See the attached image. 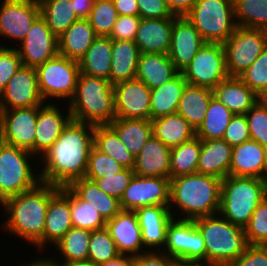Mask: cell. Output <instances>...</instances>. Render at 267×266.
I'll use <instances>...</instances> for the list:
<instances>
[{
  "instance_id": "18",
  "label": "cell",
  "mask_w": 267,
  "mask_h": 266,
  "mask_svg": "<svg viewBox=\"0 0 267 266\" xmlns=\"http://www.w3.org/2000/svg\"><path fill=\"white\" fill-rule=\"evenodd\" d=\"M20 43L21 46L15 49L24 66L36 68L59 54L58 37L51 32L41 16L32 24Z\"/></svg>"
},
{
  "instance_id": "5",
  "label": "cell",
  "mask_w": 267,
  "mask_h": 266,
  "mask_svg": "<svg viewBox=\"0 0 267 266\" xmlns=\"http://www.w3.org/2000/svg\"><path fill=\"white\" fill-rule=\"evenodd\" d=\"M194 222L204 239L208 262L228 266L248 246L244 228L232 224L219 213L196 218Z\"/></svg>"
},
{
  "instance_id": "1",
  "label": "cell",
  "mask_w": 267,
  "mask_h": 266,
  "mask_svg": "<svg viewBox=\"0 0 267 266\" xmlns=\"http://www.w3.org/2000/svg\"><path fill=\"white\" fill-rule=\"evenodd\" d=\"M94 127L73 119L69 121L58 139L40 156L44 163L39 172L41 182L61 188L85 177L94 146Z\"/></svg>"
},
{
  "instance_id": "22",
  "label": "cell",
  "mask_w": 267,
  "mask_h": 266,
  "mask_svg": "<svg viewBox=\"0 0 267 266\" xmlns=\"http://www.w3.org/2000/svg\"><path fill=\"white\" fill-rule=\"evenodd\" d=\"M230 175L267 180V148L251 139L233 147Z\"/></svg>"
},
{
  "instance_id": "58",
  "label": "cell",
  "mask_w": 267,
  "mask_h": 266,
  "mask_svg": "<svg viewBox=\"0 0 267 266\" xmlns=\"http://www.w3.org/2000/svg\"><path fill=\"white\" fill-rule=\"evenodd\" d=\"M174 16H186L197 0H164Z\"/></svg>"
},
{
  "instance_id": "21",
  "label": "cell",
  "mask_w": 267,
  "mask_h": 266,
  "mask_svg": "<svg viewBox=\"0 0 267 266\" xmlns=\"http://www.w3.org/2000/svg\"><path fill=\"white\" fill-rule=\"evenodd\" d=\"M135 212L141 228L143 246L147 247L146 250L152 251L153 248H156L153 249L155 251L158 248L159 251L160 248H164L169 222L177 215L170 211L169 206L156 205L143 206Z\"/></svg>"
},
{
  "instance_id": "46",
  "label": "cell",
  "mask_w": 267,
  "mask_h": 266,
  "mask_svg": "<svg viewBox=\"0 0 267 266\" xmlns=\"http://www.w3.org/2000/svg\"><path fill=\"white\" fill-rule=\"evenodd\" d=\"M117 18L112 0H95L88 20L97 36L109 37Z\"/></svg>"
},
{
  "instance_id": "20",
  "label": "cell",
  "mask_w": 267,
  "mask_h": 266,
  "mask_svg": "<svg viewBox=\"0 0 267 266\" xmlns=\"http://www.w3.org/2000/svg\"><path fill=\"white\" fill-rule=\"evenodd\" d=\"M106 228L119 254L135 257L147 252L143 246L141 228L135 211L121 210L112 219L107 220Z\"/></svg>"
},
{
  "instance_id": "33",
  "label": "cell",
  "mask_w": 267,
  "mask_h": 266,
  "mask_svg": "<svg viewBox=\"0 0 267 266\" xmlns=\"http://www.w3.org/2000/svg\"><path fill=\"white\" fill-rule=\"evenodd\" d=\"M109 125L134 157L140 153L146 142L153 136L151 120L115 118Z\"/></svg>"
},
{
  "instance_id": "57",
  "label": "cell",
  "mask_w": 267,
  "mask_h": 266,
  "mask_svg": "<svg viewBox=\"0 0 267 266\" xmlns=\"http://www.w3.org/2000/svg\"><path fill=\"white\" fill-rule=\"evenodd\" d=\"M135 266H179V261L162 251L152 250L135 256Z\"/></svg>"
},
{
  "instance_id": "37",
  "label": "cell",
  "mask_w": 267,
  "mask_h": 266,
  "mask_svg": "<svg viewBox=\"0 0 267 266\" xmlns=\"http://www.w3.org/2000/svg\"><path fill=\"white\" fill-rule=\"evenodd\" d=\"M112 40L98 36L78 61L80 73L110 81Z\"/></svg>"
},
{
  "instance_id": "29",
  "label": "cell",
  "mask_w": 267,
  "mask_h": 266,
  "mask_svg": "<svg viewBox=\"0 0 267 266\" xmlns=\"http://www.w3.org/2000/svg\"><path fill=\"white\" fill-rule=\"evenodd\" d=\"M178 73L168 54L140 53L136 78L150 89L160 87Z\"/></svg>"
},
{
  "instance_id": "24",
  "label": "cell",
  "mask_w": 267,
  "mask_h": 266,
  "mask_svg": "<svg viewBox=\"0 0 267 266\" xmlns=\"http://www.w3.org/2000/svg\"><path fill=\"white\" fill-rule=\"evenodd\" d=\"M73 227L70 213V188L59 187L49 200L43 234V249L55 245Z\"/></svg>"
},
{
  "instance_id": "12",
  "label": "cell",
  "mask_w": 267,
  "mask_h": 266,
  "mask_svg": "<svg viewBox=\"0 0 267 266\" xmlns=\"http://www.w3.org/2000/svg\"><path fill=\"white\" fill-rule=\"evenodd\" d=\"M163 250L178 261H206L204 239L194 220L172 218Z\"/></svg>"
},
{
  "instance_id": "64",
  "label": "cell",
  "mask_w": 267,
  "mask_h": 266,
  "mask_svg": "<svg viewBox=\"0 0 267 266\" xmlns=\"http://www.w3.org/2000/svg\"><path fill=\"white\" fill-rule=\"evenodd\" d=\"M20 266V265H19ZM22 266V265H21ZM23 266H56L54 259L52 258H42V259H36L31 263H28L26 265Z\"/></svg>"
},
{
  "instance_id": "23",
  "label": "cell",
  "mask_w": 267,
  "mask_h": 266,
  "mask_svg": "<svg viewBox=\"0 0 267 266\" xmlns=\"http://www.w3.org/2000/svg\"><path fill=\"white\" fill-rule=\"evenodd\" d=\"M174 18H141L135 36L140 53L168 54Z\"/></svg>"
},
{
  "instance_id": "44",
  "label": "cell",
  "mask_w": 267,
  "mask_h": 266,
  "mask_svg": "<svg viewBox=\"0 0 267 266\" xmlns=\"http://www.w3.org/2000/svg\"><path fill=\"white\" fill-rule=\"evenodd\" d=\"M70 213L73 227L90 231L106 227L107 221L98 210L94 209L89 202L81 200L71 189Z\"/></svg>"
},
{
  "instance_id": "59",
  "label": "cell",
  "mask_w": 267,
  "mask_h": 266,
  "mask_svg": "<svg viewBox=\"0 0 267 266\" xmlns=\"http://www.w3.org/2000/svg\"><path fill=\"white\" fill-rule=\"evenodd\" d=\"M118 15L136 16L139 15V8L136 0H112Z\"/></svg>"
},
{
  "instance_id": "6",
  "label": "cell",
  "mask_w": 267,
  "mask_h": 266,
  "mask_svg": "<svg viewBox=\"0 0 267 266\" xmlns=\"http://www.w3.org/2000/svg\"><path fill=\"white\" fill-rule=\"evenodd\" d=\"M266 194L267 180L229 175L222 179L218 213L232 224L244 228Z\"/></svg>"
},
{
  "instance_id": "26",
  "label": "cell",
  "mask_w": 267,
  "mask_h": 266,
  "mask_svg": "<svg viewBox=\"0 0 267 266\" xmlns=\"http://www.w3.org/2000/svg\"><path fill=\"white\" fill-rule=\"evenodd\" d=\"M170 162L171 148L153 135L135 157L134 175L170 179Z\"/></svg>"
},
{
  "instance_id": "27",
  "label": "cell",
  "mask_w": 267,
  "mask_h": 266,
  "mask_svg": "<svg viewBox=\"0 0 267 266\" xmlns=\"http://www.w3.org/2000/svg\"><path fill=\"white\" fill-rule=\"evenodd\" d=\"M232 147L223 139L201 140L197 173L224 179L230 175Z\"/></svg>"
},
{
  "instance_id": "51",
  "label": "cell",
  "mask_w": 267,
  "mask_h": 266,
  "mask_svg": "<svg viewBox=\"0 0 267 266\" xmlns=\"http://www.w3.org/2000/svg\"><path fill=\"white\" fill-rule=\"evenodd\" d=\"M134 176L133 169L124 168L116 175L106 176V178L89 179L106 194L121 199L125 189L128 187L132 177Z\"/></svg>"
},
{
  "instance_id": "25",
  "label": "cell",
  "mask_w": 267,
  "mask_h": 266,
  "mask_svg": "<svg viewBox=\"0 0 267 266\" xmlns=\"http://www.w3.org/2000/svg\"><path fill=\"white\" fill-rule=\"evenodd\" d=\"M55 104H42L38 106V117L35 136V156L43 155L58 139L64 127L72 119L68 111L66 116L61 113Z\"/></svg>"
},
{
  "instance_id": "50",
  "label": "cell",
  "mask_w": 267,
  "mask_h": 266,
  "mask_svg": "<svg viewBox=\"0 0 267 266\" xmlns=\"http://www.w3.org/2000/svg\"><path fill=\"white\" fill-rule=\"evenodd\" d=\"M251 140L267 148V107L259 99L246 113Z\"/></svg>"
},
{
  "instance_id": "8",
  "label": "cell",
  "mask_w": 267,
  "mask_h": 266,
  "mask_svg": "<svg viewBox=\"0 0 267 266\" xmlns=\"http://www.w3.org/2000/svg\"><path fill=\"white\" fill-rule=\"evenodd\" d=\"M186 18L206 43H225L237 27L233 0H197Z\"/></svg>"
},
{
  "instance_id": "30",
  "label": "cell",
  "mask_w": 267,
  "mask_h": 266,
  "mask_svg": "<svg viewBox=\"0 0 267 266\" xmlns=\"http://www.w3.org/2000/svg\"><path fill=\"white\" fill-rule=\"evenodd\" d=\"M97 37L88 19H78L58 37L59 54L79 61Z\"/></svg>"
},
{
  "instance_id": "14",
  "label": "cell",
  "mask_w": 267,
  "mask_h": 266,
  "mask_svg": "<svg viewBox=\"0 0 267 266\" xmlns=\"http://www.w3.org/2000/svg\"><path fill=\"white\" fill-rule=\"evenodd\" d=\"M170 179L134 175L120 199L122 210L136 211L143 206H169Z\"/></svg>"
},
{
  "instance_id": "19",
  "label": "cell",
  "mask_w": 267,
  "mask_h": 266,
  "mask_svg": "<svg viewBox=\"0 0 267 266\" xmlns=\"http://www.w3.org/2000/svg\"><path fill=\"white\" fill-rule=\"evenodd\" d=\"M205 43L199 31L186 16L174 17L168 56L179 72L191 62Z\"/></svg>"
},
{
  "instance_id": "32",
  "label": "cell",
  "mask_w": 267,
  "mask_h": 266,
  "mask_svg": "<svg viewBox=\"0 0 267 266\" xmlns=\"http://www.w3.org/2000/svg\"><path fill=\"white\" fill-rule=\"evenodd\" d=\"M212 97V89L186 84L176 113L196 130L205 118Z\"/></svg>"
},
{
  "instance_id": "66",
  "label": "cell",
  "mask_w": 267,
  "mask_h": 266,
  "mask_svg": "<svg viewBox=\"0 0 267 266\" xmlns=\"http://www.w3.org/2000/svg\"><path fill=\"white\" fill-rule=\"evenodd\" d=\"M5 143V141L3 140L2 134L0 132V148L2 147V145Z\"/></svg>"
},
{
  "instance_id": "53",
  "label": "cell",
  "mask_w": 267,
  "mask_h": 266,
  "mask_svg": "<svg viewBox=\"0 0 267 266\" xmlns=\"http://www.w3.org/2000/svg\"><path fill=\"white\" fill-rule=\"evenodd\" d=\"M222 139L232 148L251 139L245 114H236L232 117Z\"/></svg>"
},
{
  "instance_id": "41",
  "label": "cell",
  "mask_w": 267,
  "mask_h": 266,
  "mask_svg": "<svg viewBox=\"0 0 267 266\" xmlns=\"http://www.w3.org/2000/svg\"><path fill=\"white\" fill-rule=\"evenodd\" d=\"M200 151L201 140L197 136L171 148L170 179L197 173Z\"/></svg>"
},
{
  "instance_id": "52",
  "label": "cell",
  "mask_w": 267,
  "mask_h": 266,
  "mask_svg": "<svg viewBox=\"0 0 267 266\" xmlns=\"http://www.w3.org/2000/svg\"><path fill=\"white\" fill-rule=\"evenodd\" d=\"M22 65V60L15 47L0 45V93Z\"/></svg>"
},
{
  "instance_id": "56",
  "label": "cell",
  "mask_w": 267,
  "mask_h": 266,
  "mask_svg": "<svg viewBox=\"0 0 267 266\" xmlns=\"http://www.w3.org/2000/svg\"><path fill=\"white\" fill-rule=\"evenodd\" d=\"M141 18H174L164 0H136Z\"/></svg>"
},
{
  "instance_id": "36",
  "label": "cell",
  "mask_w": 267,
  "mask_h": 266,
  "mask_svg": "<svg viewBox=\"0 0 267 266\" xmlns=\"http://www.w3.org/2000/svg\"><path fill=\"white\" fill-rule=\"evenodd\" d=\"M153 135L169 148L196 136V130L178 113L151 120Z\"/></svg>"
},
{
  "instance_id": "2",
  "label": "cell",
  "mask_w": 267,
  "mask_h": 266,
  "mask_svg": "<svg viewBox=\"0 0 267 266\" xmlns=\"http://www.w3.org/2000/svg\"><path fill=\"white\" fill-rule=\"evenodd\" d=\"M59 191V187L40 182L35 188L7 198L0 204L8 217L3 226L28 243L43 250V234L49 200Z\"/></svg>"
},
{
  "instance_id": "28",
  "label": "cell",
  "mask_w": 267,
  "mask_h": 266,
  "mask_svg": "<svg viewBox=\"0 0 267 266\" xmlns=\"http://www.w3.org/2000/svg\"><path fill=\"white\" fill-rule=\"evenodd\" d=\"M213 96L234 115L245 114L260 97L238 77H228L214 89Z\"/></svg>"
},
{
  "instance_id": "9",
  "label": "cell",
  "mask_w": 267,
  "mask_h": 266,
  "mask_svg": "<svg viewBox=\"0 0 267 266\" xmlns=\"http://www.w3.org/2000/svg\"><path fill=\"white\" fill-rule=\"evenodd\" d=\"M37 72L39 92L45 101L47 98H73L78 76L80 74L78 61L68 59L60 54L47 60L35 68Z\"/></svg>"
},
{
  "instance_id": "43",
  "label": "cell",
  "mask_w": 267,
  "mask_h": 266,
  "mask_svg": "<svg viewBox=\"0 0 267 266\" xmlns=\"http://www.w3.org/2000/svg\"><path fill=\"white\" fill-rule=\"evenodd\" d=\"M233 6L237 26L267 31V0H233Z\"/></svg>"
},
{
  "instance_id": "60",
  "label": "cell",
  "mask_w": 267,
  "mask_h": 266,
  "mask_svg": "<svg viewBox=\"0 0 267 266\" xmlns=\"http://www.w3.org/2000/svg\"><path fill=\"white\" fill-rule=\"evenodd\" d=\"M78 19H88L95 0H72Z\"/></svg>"
},
{
  "instance_id": "16",
  "label": "cell",
  "mask_w": 267,
  "mask_h": 266,
  "mask_svg": "<svg viewBox=\"0 0 267 266\" xmlns=\"http://www.w3.org/2000/svg\"><path fill=\"white\" fill-rule=\"evenodd\" d=\"M40 16L38 0H3L0 7V36L20 43Z\"/></svg>"
},
{
  "instance_id": "45",
  "label": "cell",
  "mask_w": 267,
  "mask_h": 266,
  "mask_svg": "<svg viewBox=\"0 0 267 266\" xmlns=\"http://www.w3.org/2000/svg\"><path fill=\"white\" fill-rule=\"evenodd\" d=\"M118 255L119 252L116 244L106 227L91 231L88 249L89 261L100 265L103 262L116 258Z\"/></svg>"
},
{
  "instance_id": "17",
  "label": "cell",
  "mask_w": 267,
  "mask_h": 266,
  "mask_svg": "<svg viewBox=\"0 0 267 266\" xmlns=\"http://www.w3.org/2000/svg\"><path fill=\"white\" fill-rule=\"evenodd\" d=\"M151 89L137 78L114 85L115 118L151 120Z\"/></svg>"
},
{
  "instance_id": "39",
  "label": "cell",
  "mask_w": 267,
  "mask_h": 266,
  "mask_svg": "<svg viewBox=\"0 0 267 266\" xmlns=\"http://www.w3.org/2000/svg\"><path fill=\"white\" fill-rule=\"evenodd\" d=\"M94 146L124 168L133 169L135 157L122 144L119 136L109 124L95 125Z\"/></svg>"
},
{
  "instance_id": "63",
  "label": "cell",
  "mask_w": 267,
  "mask_h": 266,
  "mask_svg": "<svg viewBox=\"0 0 267 266\" xmlns=\"http://www.w3.org/2000/svg\"><path fill=\"white\" fill-rule=\"evenodd\" d=\"M179 266H225L208 261H179Z\"/></svg>"
},
{
  "instance_id": "35",
  "label": "cell",
  "mask_w": 267,
  "mask_h": 266,
  "mask_svg": "<svg viewBox=\"0 0 267 266\" xmlns=\"http://www.w3.org/2000/svg\"><path fill=\"white\" fill-rule=\"evenodd\" d=\"M186 84L187 81L184 79L183 74L179 72L160 87L151 89V120L176 113Z\"/></svg>"
},
{
  "instance_id": "7",
  "label": "cell",
  "mask_w": 267,
  "mask_h": 266,
  "mask_svg": "<svg viewBox=\"0 0 267 266\" xmlns=\"http://www.w3.org/2000/svg\"><path fill=\"white\" fill-rule=\"evenodd\" d=\"M30 151L4 143L0 148V204L7 198L35 188L40 175L33 170Z\"/></svg>"
},
{
  "instance_id": "62",
  "label": "cell",
  "mask_w": 267,
  "mask_h": 266,
  "mask_svg": "<svg viewBox=\"0 0 267 266\" xmlns=\"http://www.w3.org/2000/svg\"><path fill=\"white\" fill-rule=\"evenodd\" d=\"M54 259V262H55V265L56 266H99V265H97V264H95V263H93V262H91V261H89V260H85V261H74V262H61V263H59V261L57 262L56 260H55V258H53Z\"/></svg>"
},
{
  "instance_id": "48",
  "label": "cell",
  "mask_w": 267,
  "mask_h": 266,
  "mask_svg": "<svg viewBox=\"0 0 267 266\" xmlns=\"http://www.w3.org/2000/svg\"><path fill=\"white\" fill-rule=\"evenodd\" d=\"M124 167L117 163L112 157L101 152L95 146L89 153L88 166L85 174L86 179L106 178V176L116 175Z\"/></svg>"
},
{
  "instance_id": "34",
  "label": "cell",
  "mask_w": 267,
  "mask_h": 266,
  "mask_svg": "<svg viewBox=\"0 0 267 266\" xmlns=\"http://www.w3.org/2000/svg\"><path fill=\"white\" fill-rule=\"evenodd\" d=\"M81 200L89 202L91 206L107 221L117 215L122 209L120 200L106 194L94 181L85 177L73 181L68 186Z\"/></svg>"
},
{
  "instance_id": "3",
  "label": "cell",
  "mask_w": 267,
  "mask_h": 266,
  "mask_svg": "<svg viewBox=\"0 0 267 266\" xmlns=\"http://www.w3.org/2000/svg\"><path fill=\"white\" fill-rule=\"evenodd\" d=\"M222 180L210 175L189 174L170 179V202L184 216L194 220L217 214L220 208Z\"/></svg>"
},
{
  "instance_id": "38",
  "label": "cell",
  "mask_w": 267,
  "mask_h": 266,
  "mask_svg": "<svg viewBox=\"0 0 267 266\" xmlns=\"http://www.w3.org/2000/svg\"><path fill=\"white\" fill-rule=\"evenodd\" d=\"M38 2L41 17L57 37L78 20L72 0H38Z\"/></svg>"
},
{
  "instance_id": "61",
  "label": "cell",
  "mask_w": 267,
  "mask_h": 266,
  "mask_svg": "<svg viewBox=\"0 0 267 266\" xmlns=\"http://www.w3.org/2000/svg\"><path fill=\"white\" fill-rule=\"evenodd\" d=\"M99 266H135V257L119 254L116 258L103 262Z\"/></svg>"
},
{
  "instance_id": "10",
  "label": "cell",
  "mask_w": 267,
  "mask_h": 266,
  "mask_svg": "<svg viewBox=\"0 0 267 266\" xmlns=\"http://www.w3.org/2000/svg\"><path fill=\"white\" fill-rule=\"evenodd\" d=\"M229 77H238L267 47V31L237 26L223 43Z\"/></svg>"
},
{
  "instance_id": "4",
  "label": "cell",
  "mask_w": 267,
  "mask_h": 266,
  "mask_svg": "<svg viewBox=\"0 0 267 266\" xmlns=\"http://www.w3.org/2000/svg\"><path fill=\"white\" fill-rule=\"evenodd\" d=\"M69 104L73 120L92 125L110 124L115 119L114 85L105 78L80 73Z\"/></svg>"
},
{
  "instance_id": "65",
  "label": "cell",
  "mask_w": 267,
  "mask_h": 266,
  "mask_svg": "<svg viewBox=\"0 0 267 266\" xmlns=\"http://www.w3.org/2000/svg\"><path fill=\"white\" fill-rule=\"evenodd\" d=\"M260 100L266 105L267 107V95L261 96Z\"/></svg>"
},
{
  "instance_id": "42",
  "label": "cell",
  "mask_w": 267,
  "mask_h": 266,
  "mask_svg": "<svg viewBox=\"0 0 267 266\" xmlns=\"http://www.w3.org/2000/svg\"><path fill=\"white\" fill-rule=\"evenodd\" d=\"M91 231L82 228L72 227L55 244L62 255L63 262L88 260L89 241Z\"/></svg>"
},
{
  "instance_id": "47",
  "label": "cell",
  "mask_w": 267,
  "mask_h": 266,
  "mask_svg": "<svg viewBox=\"0 0 267 266\" xmlns=\"http://www.w3.org/2000/svg\"><path fill=\"white\" fill-rule=\"evenodd\" d=\"M238 78L259 97L267 95V47Z\"/></svg>"
},
{
  "instance_id": "15",
  "label": "cell",
  "mask_w": 267,
  "mask_h": 266,
  "mask_svg": "<svg viewBox=\"0 0 267 266\" xmlns=\"http://www.w3.org/2000/svg\"><path fill=\"white\" fill-rule=\"evenodd\" d=\"M44 103L34 67L22 65L0 93V110L29 108L41 106Z\"/></svg>"
},
{
  "instance_id": "11",
  "label": "cell",
  "mask_w": 267,
  "mask_h": 266,
  "mask_svg": "<svg viewBox=\"0 0 267 266\" xmlns=\"http://www.w3.org/2000/svg\"><path fill=\"white\" fill-rule=\"evenodd\" d=\"M187 84L214 89L229 77L221 43H205L181 71Z\"/></svg>"
},
{
  "instance_id": "49",
  "label": "cell",
  "mask_w": 267,
  "mask_h": 266,
  "mask_svg": "<svg viewBox=\"0 0 267 266\" xmlns=\"http://www.w3.org/2000/svg\"><path fill=\"white\" fill-rule=\"evenodd\" d=\"M244 232L248 245H267V197L254 210Z\"/></svg>"
},
{
  "instance_id": "40",
  "label": "cell",
  "mask_w": 267,
  "mask_h": 266,
  "mask_svg": "<svg viewBox=\"0 0 267 266\" xmlns=\"http://www.w3.org/2000/svg\"><path fill=\"white\" fill-rule=\"evenodd\" d=\"M234 114L214 96L201 125L196 129L200 140L222 139Z\"/></svg>"
},
{
  "instance_id": "55",
  "label": "cell",
  "mask_w": 267,
  "mask_h": 266,
  "mask_svg": "<svg viewBox=\"0 0 267 266\" xmlns=\"http://www.w3.org/2000/svg\"><path fill=\"white\" fill-rule=\"evenodd\" d=\"M228 266H267V245H248Z\"/></svg>"
},
{
  "instance_id": "31",
  "label": "cell",
  "mask_w": 267,
  "mask_h": 266,
  "mask_svg": "<svg viewBox=\"0 0 267 266\" xmlns=\"http://www.w3.org/2000/svg\"><path fill=\"white\" fill-rule=\"evenodd\" d=\"M110 82L135 79L140 50L134 41L112 40Z\"/></svg>"
},
{
  "instance_id": "54",
  "label": "cell",
  "mask_w": 267,
  "mask_h": 266,
  "mask_svg": "<svg viewBox=\"0 0 267 266\" xmlns=\"http://www.w3.org/2000/svg\"><path fill=\"white\" fill-rule=\"evenodd\" d=\"M140 20L139 15H118L109 38L111 40L134 41Z\"/></svg>"
},
{
  "instance_id": "13",
  "label": "cell",
  "mask_w": 267,
  "mask_h": 266,
  "mask_svg": "<svg viewBox=\"0 0 267 266\" xmlns=\"http://www.w3.org/2000/svg\"><path fill=\"white\" fill-rule=\"evenodd\" d=\"M38 106L0 110V132L6 144L35 155Z\"/></svg>"
}]
</instances>
